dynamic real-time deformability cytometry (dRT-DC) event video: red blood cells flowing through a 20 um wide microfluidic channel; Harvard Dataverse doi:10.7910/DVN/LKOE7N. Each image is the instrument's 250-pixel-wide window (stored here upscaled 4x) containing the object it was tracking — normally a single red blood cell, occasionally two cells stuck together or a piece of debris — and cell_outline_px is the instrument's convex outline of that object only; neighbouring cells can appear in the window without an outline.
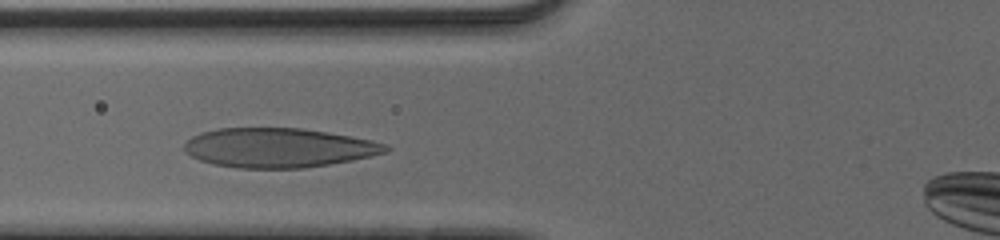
{"species": "human", "species_latin": "Homo sapiens", "temperature_condition": "cold", "stored_images_in_passage": 27, "camera_frame_rate_fps": 3000, "um_per_image_px": 0.085, "donor": {"sex": "male"}, "frame": {"image": 1, "passage_image": 4, "time_ms": 1.0, "image_size_px": [1000, 240], "cell_outline_px": [[392, 148], [388, 152], [352, 160], [304, 168], [236, 168], [212, 164], [200, 160], [184, 152], [184, 144], [192, 136], [200, 132], [216, 128], [300, 128], [328, 132], [372, 140], [384, 144]], "centroid_in_image_um": [23.65, 12.56], "position_along_channel_um": 102.2, "area_um2": 46.36}}
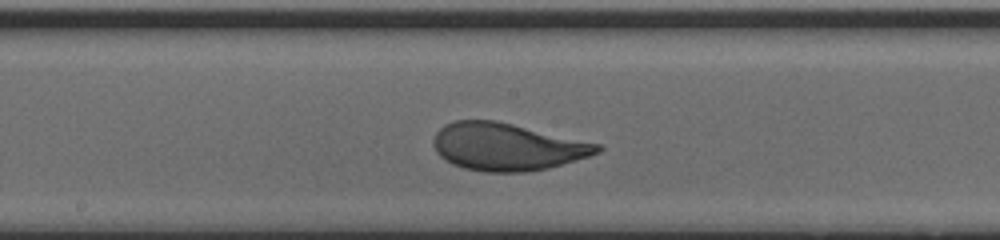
{"frame": {"image": 2, "passage_image": 12, "time_ms": 3.667, "image_size_px": [1000, 240], "cell_outline_px": [[604, 148], [600, 152], [576, 160], [548, 168], [524, 172], [484, 172], [464, 168], [452, 164], [444, 160], [436, 152], [432, 144], [432, 140], [436, 132], [444, 124], [456, 120], [496, 120], [600, 144]], "centroid_in_image_um": [43.06, 12.48], "position_along_channel_um": 205.1, "area_um2": 45.37}}
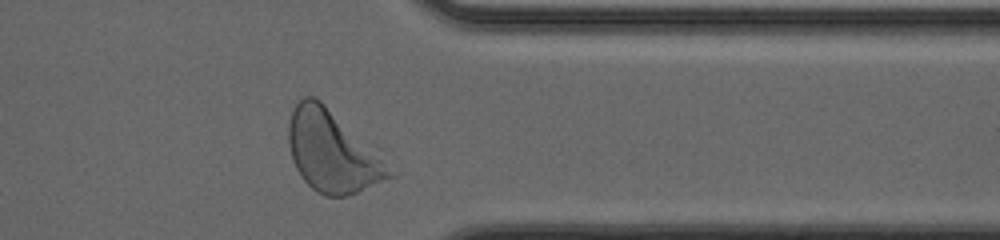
{"frame": {"image": 3, "passage_image": 26, "time_ms": 8.333, "image_size_px": [1000, 240], "cell_outline_px": [[396, 176], [356, 192], [344, 196], [324, 196], [316, 192], [300, 176], [292, 160], [288, 144], [288, 124], [292, 112], [296, 104], [304, 96], [312, 96], [320, 100]], "centroid_in_image_um": [28.12, 12.93], "position_along_channel_um": 383.3, "area_um2": 45.6}, "authors_computed_cell_mechanics": {"area_um2": 44.9106, "velocity_mm_per_s": 3.8773, "shape_relaxation_time_tau1_ms": 2.8298, "shape_relaxation_time_tau2_ms": null, "deformation_change_tau1": 0.1721, "deformation_change_tau2": null}}